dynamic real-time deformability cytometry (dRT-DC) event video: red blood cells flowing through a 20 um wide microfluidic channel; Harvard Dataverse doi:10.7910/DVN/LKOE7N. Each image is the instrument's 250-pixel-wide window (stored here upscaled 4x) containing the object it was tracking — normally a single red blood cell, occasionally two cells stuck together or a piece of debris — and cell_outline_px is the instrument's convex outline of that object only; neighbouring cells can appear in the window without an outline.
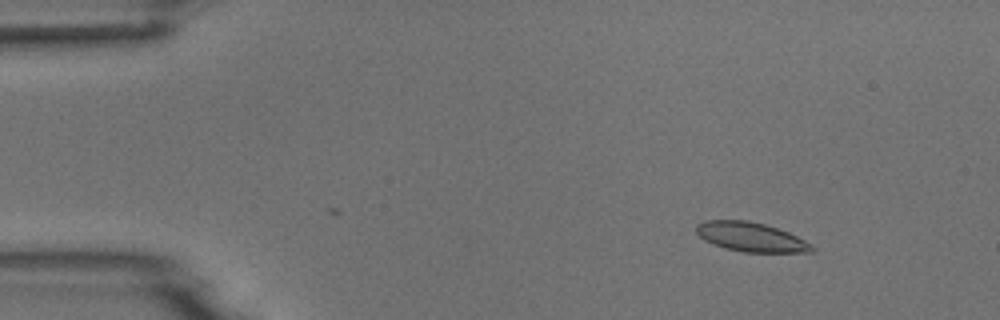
{"species": "common noctule bat (a hibernating species)", "species_latin": "Nyctalus noctula", "temperature_condition": "room temperature", "stored_images_in_passage": 5, "camera_frame_rate_fps": 3000, "um_per_image_px": 0.085, "animal": {"sex": "male", "body_mass_g": 18.8}, "frame": {"image": 1, "passage_image": 1, "time_ms": 0.0, "image_size_px": [1000, 320], "cell_outline_px": [[816, 248], [812, 252], [744, 252], [724, 248], [704, 240], [696, 232], [696, 224], [704, 220], [748, 220], [764, 224], [788, 232], [812, 244]], "centroid_in_image_um": [63.82, 20.14], "position_along_channel_um": 21.2, "area_um2": 19.71}}
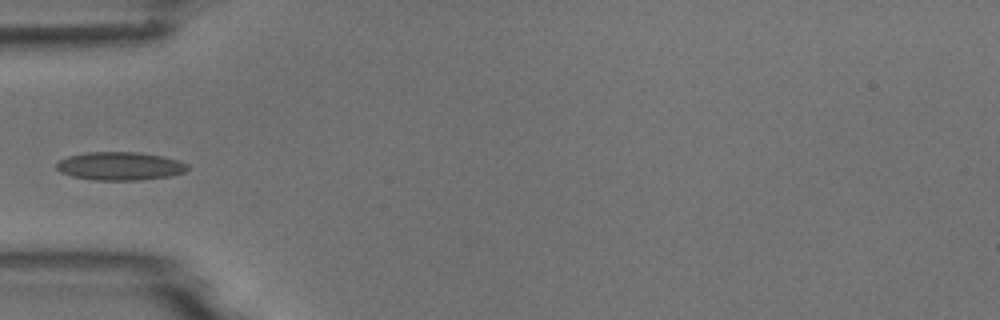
{"frame": {"image": 2, "passage_image": 4, "time_ms": 3.667, "image_size_px": [1000, 320], "cell_outline_px": [[188, 168], [184, 172], [168, 176], [140, 180], [92, 180], [72, 176], [60, 172], [56, 168], [56, 164], [60, 160], [68, 156], [84, 152], [136, 152], [164, 156], [180, 160], [188, 164]], "centroid_in_image_um": [10.19, 14.11], "position_along_channel_um": 74.8, "area_um2": 21.68}}